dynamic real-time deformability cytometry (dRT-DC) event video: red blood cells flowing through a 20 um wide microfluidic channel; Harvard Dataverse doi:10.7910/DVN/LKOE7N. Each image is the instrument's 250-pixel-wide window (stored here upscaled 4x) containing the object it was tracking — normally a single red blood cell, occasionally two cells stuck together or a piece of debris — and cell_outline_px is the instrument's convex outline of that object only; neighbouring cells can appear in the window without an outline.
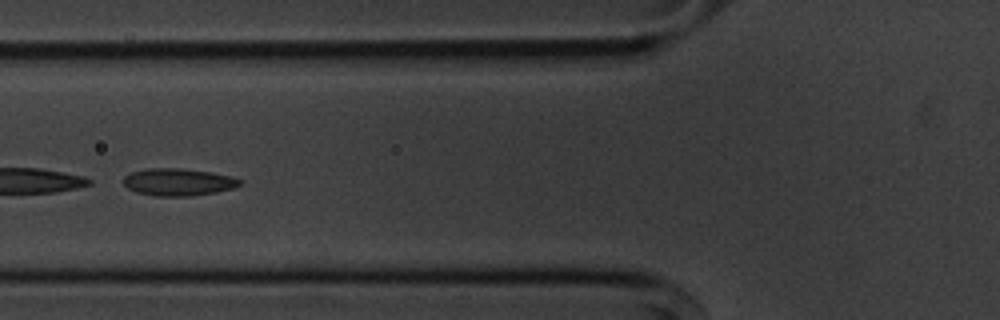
{"species": "common noctule bat (a hibernating species)", "species_latin": "Nyctalus noctula", "temperature_condition": "cold", "stored_images_in_passage": 53, "camera_frame_rate_fps": 3000, "um_per_image_px": 0.085, "animal": {"sex": "male", "body_mass_g": 20.1, "forearm_length_mm": 53.5}, "frame": {"image": 1, "passage_image": 20, "time_ms": 6.333, "image_size_px": [1000, 320], "cell_outline_px": [[244, 180], [240, 184], [232, 188], [216, 192], [192, 196], [152, 196], [136, 192], [128, 188], [124, 184], [124, 176], [132, 172], [148, 168], [184, 168], [232, 176]], "centroid_in_image_um": [15.15, 15.47], "position_along_channel_um": 110.6, "area_um2": 18.55}}
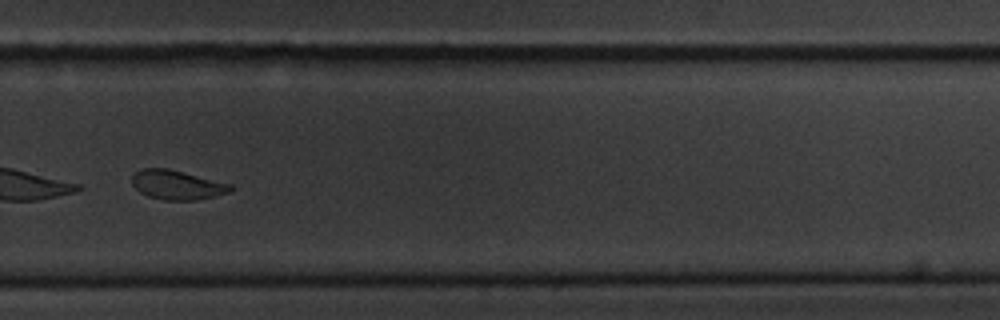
{"frame": {"image": 2, "passage_image": 37, "time_ms": 12.0, "image_size_px": [1000, 320], "cell_outline_px": [[232, 192], [216, 196], [196, 200], [164, 200], [148, 196], [140, 192], [132, 184], [132, 176], [140, 168], [168, 168], [232, 184]], "centroid_in_image_um": [15.07, 15.71], "position_along_channel_um": 314.7, "area_um2": 16.94}}
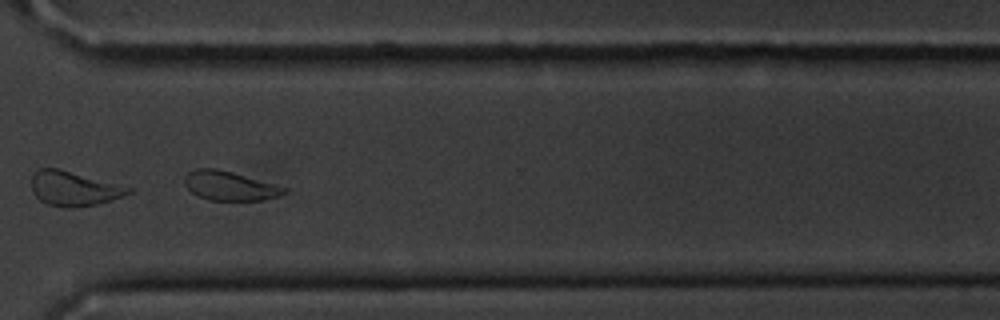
{"frame": {"image": 3, "passage_image": 40, "time_ms": 13.0, "image_size_px": [1000, 320], "cell_outline_px": [[288, 192], [264, 200], [208, 200], [192, 192], [184, 184], [184, 176], [188, 172], [196, 168], [216, 168], [232, 172], [288, 188]], "centroid_in_image_um": [19.51, 15.79], "position_along_channel_um": 351.1, "area_um2": 16.82}}